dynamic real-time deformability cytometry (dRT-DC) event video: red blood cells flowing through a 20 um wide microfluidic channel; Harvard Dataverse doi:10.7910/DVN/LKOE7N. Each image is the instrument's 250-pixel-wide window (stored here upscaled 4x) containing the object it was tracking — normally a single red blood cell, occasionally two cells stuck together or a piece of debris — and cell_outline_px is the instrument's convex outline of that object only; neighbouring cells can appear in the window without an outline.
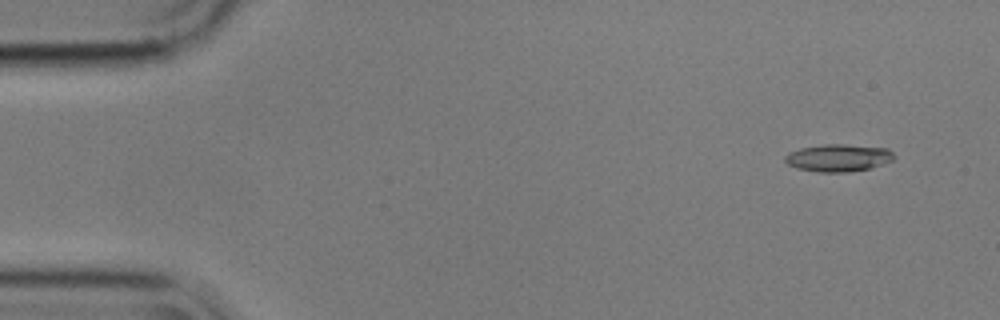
{"species": "common noctule bat (a hibernating species)", "species_latin": "Nyctalus noctula", "temperature_condition": "cold", "stored_images_in_passage": 4, "camera_frame_rate_fps": 3000, "um_per_image_px": 0.085, "animal": {"sex": "male", "body_mass_g": 17.9}, "frame": {"image": 1, "passage_image": 1, "time_ms": 0.0, "image_size_px": [1000, 320], "cell_outline_px": [[896, 156], [892, 160], [868, 168], [848, 172], [816, 172], [796, 168], [788, 164], [784, 160], [784, 156], [788, 152], [800, 148], [824, 144], [844, 144], [888, 148]], "centroid_in_image_um": [71.22, 13.41], "position_along_channel_um": 13.8, "area_um2": 17.4}}
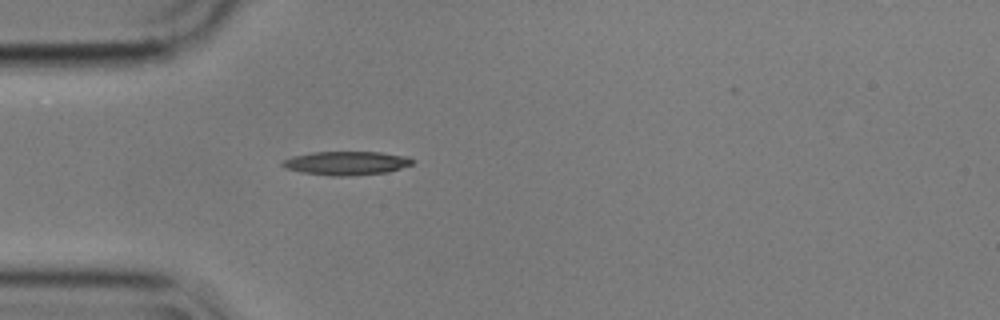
{"frame": {"image": 2, "passage_image": 4, "time_ms": 1.0, "image_size_px": [1000, 320], "cell_outline_px": [[416, 160], [412, 164], [388, 172], [352, 176], [332, 176], [304, 172], [284, 168], [280, 164], [284, 160], [292, 156], [312, 152], [380, 152], [408, 156]], "centroid_in_image_um": [29.47, 13.86], "position_along_channel_um": 55.5, "area_um2": 18.03}}